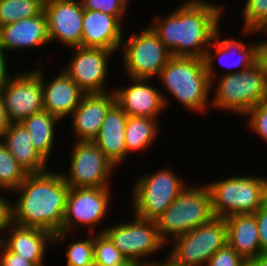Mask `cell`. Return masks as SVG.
Wrapping results in <instances>:
<instances>
[{"label":"cell","instance_id":"cell-1","mask_svg":"<svg viewBox=\"0 0 267 266\" xmlns=\"http://www.w3.org/2000/svg\"><path fill=\"white\" fill-rule=\"evenodd\" d=\"M223 10L207 0H188L165 17L158 14L149 26L172 56L203 59Z\"/></svg>","mask_w":267,"mask_h":266},{"label":"cell","instance_id":"cell-2","mask_svg":"<svg viewBox=\"0 0 267 266\" xmlns=\"http://www.w3.org/2000/svg\"><path fill=\"white\" fill-rule=\"evenodd\" d=\"M70 187L61 169L28 173L25 180L13 192L18 193L12 202L13 223L24 227H37L53 235L62 232Z\"/></svg>","mask_w":267,"mask_h":266},{"label":"cell","instance_id":"cell-3","mask_svg":"<svg viewBox=\"0 0 267 266\" xmlns=\"http://www.w3.org/2000/svg\"><path fill=\"white\" fill-rule=\"evenodd\" d=\"M158 77L163 88L186 110L202 114L210 109L209 97L214 91L211 90V80L203 59L172 56Z\"/></svg>","mask_w":267,"mask_h":266},{"label":"cell","instance_id":"cell-4","mask_svg":"<svg viewBox=\"0 0 267 266\" xmlns=\"http://www.w3.org/2000/svg\"><path fill=\"white\" fill-rule=\"evenodd\" d=\"M213 88L211 109L229 111L243 117L251 108L267 100V74L257 62L242 72L220 73L211 80V90Z\"/></svg>","mask_w":267,"mask_h":266},{"label":"cell","instance_id":"cell-5","mask_svg":"<svg viewBox=\"0 0 267 266\" xmlns=\"http://www.w3.org/2000/svg\"><path fill=\"white\" fill-rule=\"evenodd\" d=\"M194 186H186L155 220L160 239L166 245L176 237L210 222L215 217L208 186L206 184Z\"/></svg>","mask_w":267,"mask_h":266},{"label":"cell","instance_id":"cell-6","mask_svg":"<svg viewBox=\"0 0 267 266\" xmlns=\"http://www.w3.org/2000/svg\"><path fill=\"white\" fill-rule=\"evenodd\" d=\"M206 185L215 217L254 213L267 202L266 177L233 175Z\"/></svg>","mask_w":267,"mask_h":266},{"label":"cell","instance_id":"cell-7","mask_svg":"<svg viewBox=\"0 0 267 266\" xmlns=\"http://www.w3.org/2000/svg\"><path fill=\"white\" fill-rule=\"evenodd\" d=\"M133 185L132 215L154 221L188 186L183 178L166 165L155 172L139 176Z\"/></svg>","mask_w":267,"mask_h":266},{"label":"cell","instance_id":"cell-8","mask_svg":"<svg viewBox=\"0 0 267 266\" xmlns=\"http://www.w3.org/2000/svg\"><path fill=\"white\" fill-rule=\"evenodd\" d=\"M166 256L178 266H206L210 257L227 243L224 218L214 217L210 222L180 235L169 242Z\"/></svg>","mask_w":267,"mask_h":266},{"label":"cell","instance_id":"cell-9","mask_svg":"<svg viewBox=\"0 0 267 266\" xmlns=\"http://www.w3.org/2000/svg\"><path fill=\"white\" fill-rule=\"evenodd\" d=\"M120 49H123L122 68L129 76L128 79L153 80L172 57L150 27L133 32L126 40L123 37Z\"/></svg>","mask_w":267,"mask_h":266},{"label":"cell","instance_id":"cell-10","mask_svg":"<svg viewBox=\"0 0 267 266\" xmlns=\"http://www.w3.org/2000/svg\"><path fill=\"white\" fill-rule=\"evenodd\" d=\"M110 187L71 188L69 189L66 211L63 218L62 232L54 235L55 246L72 235L80 225L88 227L89 235L95 226L101 224L108 214L111 201ZM77 225V226H76ZM74 228V229H73ZM73 229V231H72ZM70 233V234H69Z\"/></svg>","mask_w":267,"mask_h":266},{"label":"cell","instance_id":"cell-11","mask_svg":"<svg viewBox=\"0 0 267 266\" xmlns=\"http://www.w3.org/2000/svg\"><path fill=\"white\" fill-rule=\"evenodd\" d=\"M133 216L132 221L106 226L99 233H104L127 260L143 265L157 261L151 255L166 244L160 239L155 221Z\"/></svg>","mask_w":267,"mask_h":266},{"label":"cell","instance_id":"cell-12","mask_svg":"<svg viewBox=\"0 0 267 266\" xmlns=\"http://www.w3.org/2000/svg\"><path fill=\"white\" fill-rule=\"evenodd\" d=\"M71 147L69 173L62 174L66 184L71 188L111 187L109 180L117 167L93 141H76Z\"/></svg>","mask_w":267,"mask_h":266},{"label":"cell","instance_id":"cell-13","mask_svg":"<svg viewBox=\"0 0 267 266\" xmlns=\"http://www.w3.org/2000/svg\"><path fill=\"white\" fill-rule=\"evenodd\" d=\"M71 49L73 50L72 58L62 69L84 93H105L114 90L106 86L108 85L109 60L114 54L113 51L82 46Z\"/></svg>","mask_w":267,"mask_h":266},{"label":"cell","instance_id":"cell-14","mask_svg":"<svg viewBox=\"0 0 267 266\" xmlns=\"http://www.w3.org/2000/svg\"><path fill=\"white\" fill-rule=\"evenodd\" d=\"M0 95L10 123H21L44 110L42 83L34 70L15 73L0 88Z\"/></svg>","mask_w":267,"mask_h":266},{"label":"cell","instance_id":"cell-15","mask_svg":"<svg viewBox=\"0 0 267 266\" xmlns=\"http://www.w3.org/2000/svg\"><path fill=\"white\" fill-rule=\"evenodd\" d=\"M83 6L81 0H45L49 41L67 48L81 46Z\"/></svg>","mask_w":267,"mask_h":266},{"label":"cell","instance_id":"cell-16","mask_svg":"<svg viewBox=\"0 0 267 266\" xmlns=\"http://www.w3.org/2000/svg\"><path fill=\"white\" fill-rule=\"evenodd\" d=\"M219 28L220 26L215 31V35L210 42V45L206 50L205 56L203 58L205 69L208 73V76L210 77V80L216 77V68L214 66L216 60H219L220 64L223 67L228 68L227 70L229 72H223L222 74H234L242 72L243 70L252 67L255 63L258 62L257 41L255 43L251 42V44H245L242 40H236L234 38L231 39V37L227 39H220ZM231 55H235V57H233L235 58L234 61H230L229 57ZM229 68H233L234 70H229Z\"/></svg>","mask_w":267,"mask_h":266},{"label":"cell","instance_id":"cell-17","mask_svg":"<svg viewBox=\"0 0 267 266\" xmlns=\"http://www.w3.org/2000/svg\"><path fill=\"white\" fill-rule=\"evenodd\" d=\"M150 81L131 78L129 86L114 89L116 103L128 116L159 118L161 112L166 110L169 98L160 88L152 86Z\"/></svg>","mask_w":267,"mask_h":266},{"label":"cell","instance_id":"cell-18","mask_svg":"<svg viewBox=\"0 0 267 266\" xmlns=\"http://www.w3.org/2000/svg\"><path fill=\"white\" fill-rule=\"evenodd\" d=\"M116 103L114 90L105 93L85 94L73 111L72 134L74 141H93L109 109ZM77 139V140H76Z\"/></svg>","mask_w":267,"mask_h":266},{"label":"cell","instance_id":"cell-19","mask_svg":"<svg viewBox=\"0 0 267 266\" xmlns=\"http://www.w3.org/2000/svg\"><path fill=\"white\" fill-rule=\"evenodd\" d=\"M33 70L41 79L44 110L61 121L67 116L70 117L86 93L63 70L57 73L51 81L45 79L46 76L41 68Z\"/></svg>","mask_w":267,"mask_h":266},{"label":"cell","instance_id":"cell-20","mask_svg":"<svg viewBox=\"0 0 267 266\" xmlns=\"http://www.w3.org/2000/svg\"><path fill=\"white\" fill-rule=\"evenodd\" d=\"M116 16L95 10H83L82 47L103 48L117 53L120 51L123 30Z\"/></svg>","mask_w":267,"mask_h":266},{"label":"cell","instance_id":"cell-21","mask_svg":"<svg viewBox=\"0 0 267 266\" xmlns=\"http://www.w3.org/2000/svg\"><path fill=\"white\" fill-rule=\"evenodd\" d=\"M47 18L44 11L37 16L23 18L0 26V45L6 51H20L49 44Z\"/></svg>","mask_w":267,"mask_h":266},{"label":"cell","instance_id":"cell-22","mask_svg":"<svg viewBox=\"0 0 267 266\" xmlns=\"http://www.w3.org/2000/svg\"><path fill=\"white\" fill-rule=\"evenodd\" d=\"M4 234L2 243L11 251L36 266L45 265L47 247L54 243V235L41 228L24 227L13 223ZM7 236V237H6Z\"/></svg>","mask_w":267,"mask_h":266},{"label":"cell","instance_id":"cell-23","mask_svg":"<svg viewBox=\"0 0 267 266\" xmlns=\"http://www.w3.org/2000/svg\"><path fill=\"white\" fill-rule=\"evenodd\" d=\"M128 115L115 103L107 112L93 143L116 167L127 158L125 130Z\"/></svg>","mask_w":267,"mask_h":266},{"label":"cell","instance_id":"cell-24","mask_svg":"<svg viewBox=\"0 0 267 266\" xmlns=\"http://www.w3.org/2000/svg\"><path fill=\"white\" fill-rule=\"evenodd\" d=\"M224 220L227 226V243L247 262L257 258L262 252L254 214L230 215Z\"/></svg>","mask_w":267,"mask_h":266},{"label":"cell","instance_id":"cell-25","mask_svg":"<svg viewBox=\"0 0 267 266\" xmlns=\"http://www.w3.org/2000/svg\"><path fill=\"white\" fill-rule=\"evenodd\" d=\"M0 140L28 173L48 170V162L36 151L27 129L21 123H11Z\"/></svg>","mask_w":267,"mask_h":266},{"label":"cell","instance_id":"cell-26","mask_svg":"<svg viewBox=\"0 0 267 266\" xmlns=\"http://www.w3.org/2000/svg\"><path fill=\"white\" fill-rule=\"evenodd\" d=\"M60 122L63 121L46 110L35 113L21 122L27 129L36 151L47 162L50 158L51 151L54 149L55 129H57L56 127Z\"/></svg>","mask_w":267,"mask_h":266},{"label":"cell","instance_id":"cell-27","mask_svg":"<svg viewBox=\"0 0 267 266\" xmlns=\"http://www.w3.org/2000/svg\"><path fill=\"white\" fill-rule=\"evenodd\" d=\"M158 118L128 116L125 130L127 156L133 152L141 153L157 140L159 133ZM130 153V154H129Z\"/></svg>","mask_w":267,"mask_h":266},{"label":"cell","instance_id":"cell-28","mask_svg":"<svg viewBox=\"0 0 267 266\" xmlns=\"http://www.w3.org/2000/svg\"><path fill=\"white\" fill-rule=\"evenodd\" d=\"M44 3L45 0H0V26L41 14Z\"/></svg>","mask_w":267,"mask_h":266},{"label":"cell","instance_id":"cell-29","mask_svg":"<svg viewBox=\"0 0 267 266\" xmlns=\"http://www.w3.org/2000/svg\"><path fill=\"white\" fill-rule=\"evenodd\" d=\"M27 175L28 172L15 160L0 140V191L12 193Z\"/></svg>","mask_w":267,"mask_h":266},{"label":"cell","instance_id":"cell-30","mask_svg":"<svg viewBox=\"0 0 267 266\" xmlns=\"http://www.w3.org/2000/svg\"><path fill=\"white\" fill-rule=\"evenodd\" d=\"M242 34L254 35L267 29V0H245Z\"/></svg>","mask_w":267,"mask_h":266},{"label":"cell","instance_id":"cell-31","mask_svg":"<svg viewBox=\"0 0 267 266\" xmlns=\"http://www.w3.org/2000/svg\"><path fill=\"white\" fill-rule=\"evenodd\" d=\"M94 265L113 266L128 261L104 233L93 234Z\"/></svg>","mask_w":267,"mask_h":266},{"label":"cell","instance_id":"cell-32","mask_svg":"<svg viewBox=\"0 0 267 266\" xmlns=\"http://www.w3.org/2000/svg\"><path fill=\"white\" fill-rule=\"evenodd\" d=\"M91 238L72 241L67 244L66 258L67 266H93L94 265V245L93 235Z\"/></svg>","mask_w":267,"mask_h":266},{"label":"cell","instance_id":"cell-33","mask_svg":"<svg viewBox=\"0 0 267 266\" xmlns=\"http://www.w3.org/2000/svg\"><path fill=\"white\" fill-rule=\"evenodd\" d=\"M81 3L83 9L114 15L121 22L125 21L129 5L125 0H81Z\"/></svg>","mask_w":267,"mask_h":266},{"label":"cell","instance_id":"cell-34","mask_svg":"<svg viewBox=\"0 0 267 266\" xmlns=\"http://www.w3.org/2000/svg\"><path fill=\"white\" fill-rule=\"evenodd\" d=\"M242 118H247V127L267 142V100L251 108Z\"/></svg>","mask_w":267,"mask_h":266},{"label":"cell","instance_id":"cell-35","mask_svg":"<svg viewBox=\"0 0 267 266\" xmlns=\"http://www.w3.org/2000/svg\"><path fill=\"white\" fill-rule=\"evenodd\" d=\"M246 263L247 261L226 243L210 257L206 266H243Z\"/></svg>","mask_w":267,"mask_h":266},{"label":"cell","instance_id":"cell-36","mask_svg":"<svg viewBox=\"0 0 267 266\" xmlns=\"http://www.w3.org/2000/svg\"><path fill=\"white\" fill-rule=\"evenodd\" d=\"M258 228L261 252H267V202L253 213Z\"/></svg>","mask_w":267,"mask_h":266},{"label":"cell","instance_id":"cell-37","mask_svg":"<svg viewBox=\"0 0 267 266\" xmlns=\"http://www.w3.org/2000/svg\"><path fill=\"white\" fill-rule=\"evenodd\" d=\"M12 200H8L4 195H0V239L13 224Z\"/></svg>","mask_w":267,"mask_h":266},{"label":"cell","instance_id":"cell-38","mask_svg":"<svg viewBox=\"0 0 267 266\" xmlns=\"http://www.w3.org/2000/svg\"><path fill=\"white\" fill-rule=\"evenodd\" d=\"M0 266H36L26 258L11 252L2 242L0 244Z\"/></svg>","mask_w":267,"mask_h":266},{"label":"cell","instance_id":"cell-39","mask_svg":"<svg viewBox=\"0 0 267 266\" xmlns=\"http://www.w3.org/2000/svg\"><path fill=\"white\" fill-rule=\"evenodd\" d=\"M6 52L0 45V88L13 77L8 71V60L6 59L8 55H5Z\"/></svg>","mask_w":267,"mask_h":266},{"label":"cell","instance_id":"cell-40","mask_svg":"<svg viewBox=\"0 0 267 266\" xmlns=\"http://www.w3.org/2000/svg\"><path fill=\"white\" fill-rule=\"evenodd\" d=\"M260 32L267 34V29L257 31V34H260ZM261 39H258V62L263 66L264 71L267 74V38L262 41H259Z\"/></svg>","mask_w":267,"mask_h":266},{"label":"cell","instance_id":"cell-41","mask_svg":"<svg viewBox=\"0 0 267 266\" xmlns=\"http://www.w3.org/2000/svg\"><path fill=\"white\" fill-rule=\"evenodd\" d=\"M9 118L7 116V112L5 110L2 97L0 95V138L2 137L3 133L5 130L9 127L10 125Z\"/></svg>","mask_w":267,"mask_h":266},{"label":"cell","instance_id":"cell-42","mask_svg":"<svg viewBox=\"0 0 267 266\" xmlns=\"http://www.w3.org/2000/svg\"><path fill=\"white\" fill-rule=\"evenodd\" d=\"M251 262L254 266H267V252L261 253L257 258L253 259Z\"/></svg>","mask_w":267,"mask_h":266},{"label":"cell","instance_id":"cell-43","mask_svg":"<svg viewBox=\"0 0 267 266\" xmlns=\"http://www.w3.org/2000/svg\"><path fill=\"white\" fill-rule=\"evenodd\" d=\"M163 256H165V258L162 261H153L145 266H178L175 265L166 255Z\"/></svg>","mask_w":267,"mask_h":266},{"label":"cell","instance_id":"cell-44","mask_svg":"<svg viewBox=\"0 0 267 266\" xmlns=\"http://www.w3.org/2000/svg\"><path fill=\"white\" fill-rule=\"evenodd\" d=\"M93 266H102V265H93ZM113 266H145V265L133 260H128L124 263H120L118 265H113Z\"/></svg>","mask_w":267,"mask_h":266},{"label":"cell","instance_id":"cell-45","mask_svg":"<svg viewBox=\"0 0 267 266\" xmlns=\"http://www.w3.org/2000/svg\"><path fill=\"white\" fill-rule=\"evenodd\" d=\"M243 266H254V265L252 264V262H247V263L244 264Z\"/></svg>","mask_w":267,"mask_h":266}]
</instances>
